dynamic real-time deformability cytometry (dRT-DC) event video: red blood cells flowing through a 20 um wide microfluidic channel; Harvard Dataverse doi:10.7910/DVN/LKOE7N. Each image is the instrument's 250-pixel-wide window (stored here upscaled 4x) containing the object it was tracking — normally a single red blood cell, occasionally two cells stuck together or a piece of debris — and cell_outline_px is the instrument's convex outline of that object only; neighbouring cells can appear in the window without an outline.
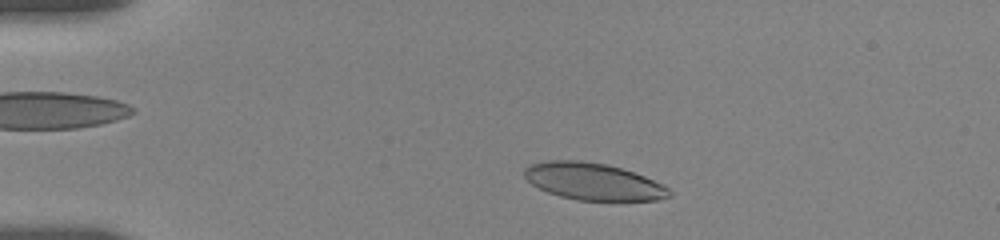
{"species": "human", "species_latin": "Homo sapiens", "temperature_condition": "room temperature", "stored_images_in_passage": 45, "camera_frame_rate_fps": 3000, "um_per_image_px": 0.085, "donor": {"sex": "female"}, "frame": {"image": 1, "passage_image": 6, "time_ms": 1.667, "image_size_px": [1000, 240], "cell_outline_px": [[672, 196], [656, 200], [576, 200], [560, 196], [548, 192], [532, 184], [524, 176], [524, 168], [528, 164], [548, 160], [576, 160], [608, 164], [644, 176], [664, 184], [672, 192]], "centroid_in_image_um": [50.42, 15.42], "position_along_channel_um": 34.6, "area_um2": 31.21}}
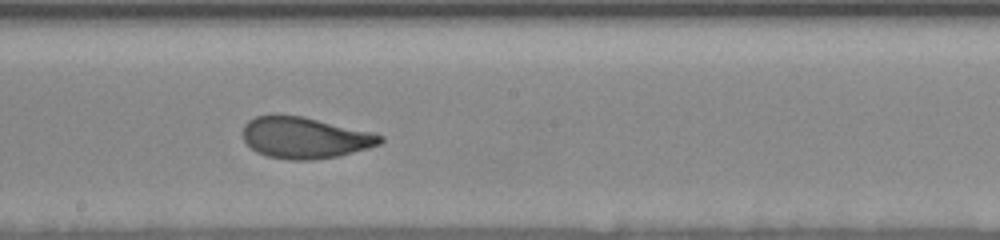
{"frame": {"image": 2, "passage_image": 26, "time_ms": 8.333, "image_size_px": [1000, 240], "cell_outline_px": [[384, 140], [380, 144], [368, 148], [340, 156], [312, 160], [288, 160], [268, 156], [256, 152], [244, 140], [240, 132], [244, 124], [248, 120], [256, 116], [300, 116], [372, 132], [384, 136]], "centroid_in_image_um": [25.9, 11.73], "position_along_channel_um": 222.3, "area_um2": 32.95}}
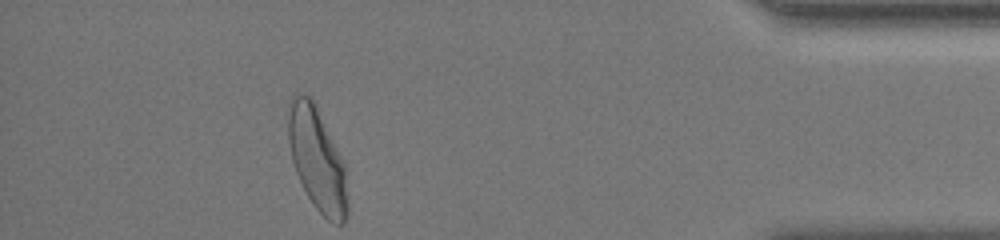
{"frame": {"image": 3, "passage_image": 45, "time_ms": 14.667, "image_size_px": [1000, 240], "cell_outline_px": [[348, 212], [344, 224], [336, 224], [328, 220], [316, 208], [308, 196], [296, 172], [292, 160], [288, 140], [288, 100], [292, 92], [300, 92], [312, 96], [316, 104], [344, 164], [348, 200]], "centroid_in_image_um": [26.93, 13.47], "position_along_channel_um": 408.3, "area_um2": 35.89}, "authors_computed_cell_mechanics": {"area_um2": 33.1194, "velocity_mm_per_s": 3.6084, "shape_relaxation_time_tau1_ms": 3.0429, "shape_relaxation_time_tau2_ms": 0.8638, "deformation_change_tau1": 0.1547, "deformation_change_tau2": 0.0787}}